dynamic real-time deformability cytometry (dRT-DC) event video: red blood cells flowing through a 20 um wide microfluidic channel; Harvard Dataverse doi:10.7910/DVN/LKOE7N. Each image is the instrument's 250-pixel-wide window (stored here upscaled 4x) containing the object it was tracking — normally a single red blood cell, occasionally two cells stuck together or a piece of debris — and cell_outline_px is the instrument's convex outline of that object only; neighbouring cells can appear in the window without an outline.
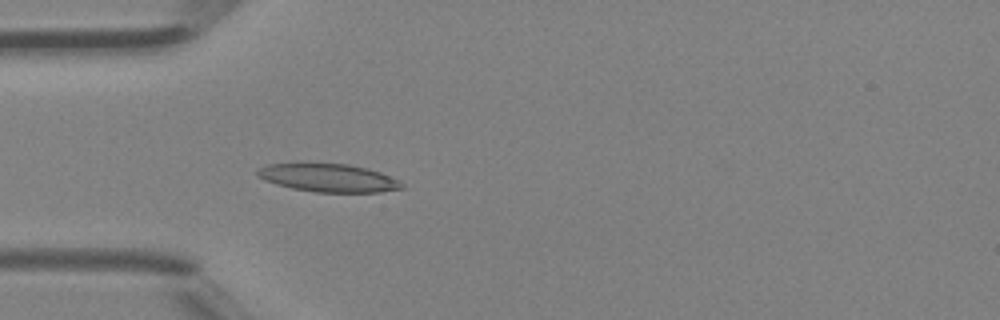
{"species": "Egyptian fruit bat (a non-hibernating species)", "species_latin": "Rousettus aegyptiacus", "temperature_condition": "room temperature", "stored_images_in_passage": 4, "camera_frame_rate_fps": 3000, "um_per_image_px": 0.085, "animal": {"sex": "female"}, "frame": {"image": 1, "passage_image": 4, "time_ms": 1.0, "image_size_px": [1000, 320], "cell_outline_px": [[404, 188], [380, 192], [316, 192], [292, 188], [276, 184], [264, 180], [256, 176], [256, 172], [260, 168], [268, 164], [348, 164], [368, 168], [380, 172], [404, 184]], "centroid_in_image_um": [27.91, 15.13], "position_along_channel_um": 57.1, "area_um2": 23.35}}